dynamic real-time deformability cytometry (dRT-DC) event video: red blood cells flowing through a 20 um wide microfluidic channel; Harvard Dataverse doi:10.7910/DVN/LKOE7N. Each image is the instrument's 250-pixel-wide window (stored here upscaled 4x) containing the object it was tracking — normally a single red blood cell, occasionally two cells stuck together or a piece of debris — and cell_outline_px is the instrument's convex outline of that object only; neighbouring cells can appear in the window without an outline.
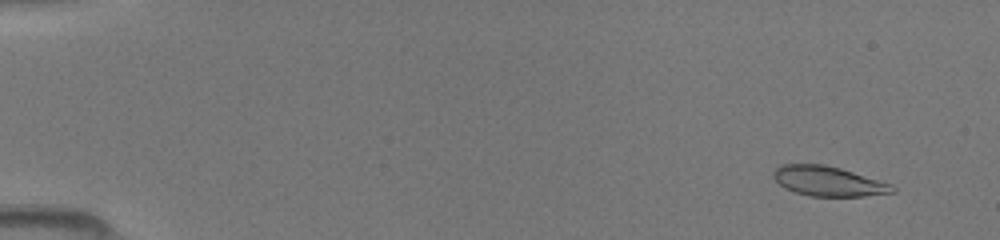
{"species": "common noctule bat (a hibernating species)", "species_latin": "Nyctalus noctula", "temperature_condition": "room temperature", "stored_images_in_passage": 49, "camera_frame_rate_fps": 3000, "um_per_image_px": 0.085, "animal": {"sex": "female", "body_mass_g": 19.5, "forearm_length_mm": 54.1}, "frame": {"image": 1, "passage_image": 4, "time_ms": 1.0, "image_size_px": [1000, 240], "cell_outline_px": [[896, 192], [864, 196], [808, 196], [784, 188], [772, 176], [772, 172], [780, 164], [824, 164], [840, 168], [892, 184], [896, 188]], "centroid_in_image_um": [70.39, 15.4], "position_along_channel_um": 14.6, "area_um2": 20.69}}
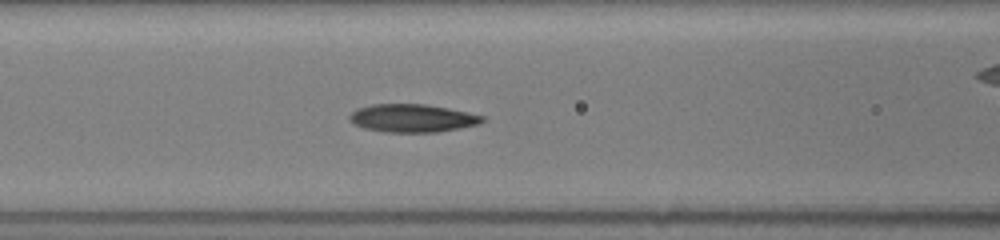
{"frame": {"image": 2, "passage_image": 22, "time_ms": 7.0, "image_size_px": [1000, 240], "cell_outline_px": [[484, 120], [480, 124], [460, 128], [436, 132], [384, 132], [364, 128], [352, 124], [348, 120], [348, 116], [356, 108], [372, 104], [424, 104], [448, 108], [468, 112], [484, 116]], "centroid_in_image_um": [35.01, 10.04], "position_along_channel_um": 131.6, "area_um2": 21.85}}
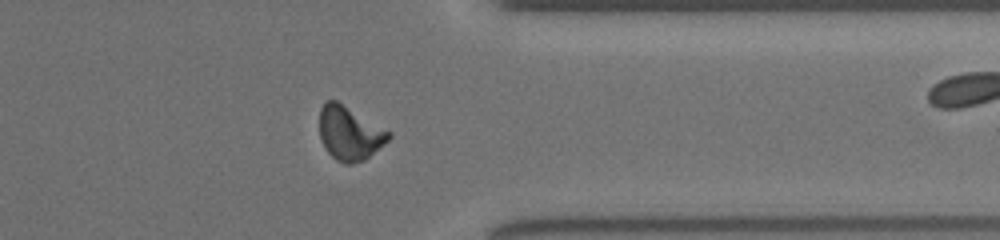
{"frame": {"image": 3, "passage_image": 40, "time_ms": 13.0, "image_size_px": [1000, 240], "cell_outline_px": [[392, 136], [384, 144], [364, 160], [352, 164], [344, 164], [336, 160], [324, 148], [320, 136], [320, 108], [324, 100], [336, 100], [392, 132]], "centroid_in_image_um": [29.71, 11.32], "position_along_channel_um": 381.7, "area_um2": 21.79}}